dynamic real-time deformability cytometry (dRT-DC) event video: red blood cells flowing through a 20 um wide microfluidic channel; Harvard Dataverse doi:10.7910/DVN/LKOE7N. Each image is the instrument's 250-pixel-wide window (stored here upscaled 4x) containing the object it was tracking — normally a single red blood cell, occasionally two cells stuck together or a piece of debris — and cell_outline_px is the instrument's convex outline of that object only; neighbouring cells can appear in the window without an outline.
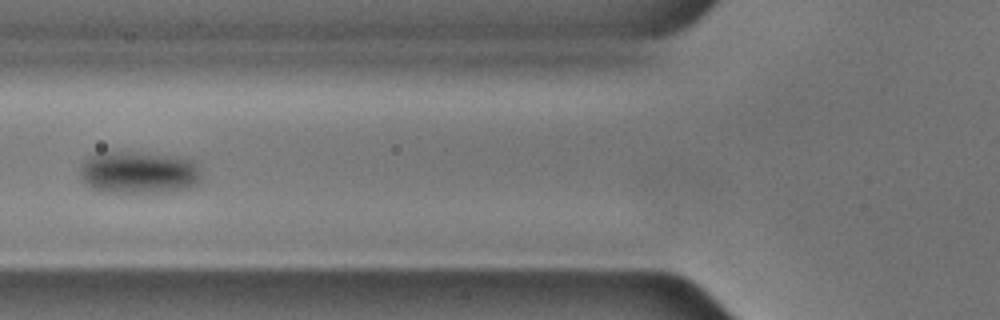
{"species": "common noctule bat (a hibernating species)", "species_latin": "Nyctalus noctula", "temperature_condition": "cold", "stored_images_in_passage": 39, "camera_frame_rate_fps": 3000, "um_per_image_px": 0.085, "animal": {"sex": "male", "body_mass_g": 17.9, "forearm_length_mm": 54.2}, "frame": {"image": 1, "passage_image": 4, "time_ms": 1.0, "image_size_px": [1000, 320], "cell_outline_px": [[200, 176], [192, 184], [172, 188], [100, 188], [84, 180], [80, 172], [88, 156], [104, 152], [108, 152], [156, 156], [192, 160], [196, 164]], "centroid_in_image_um": [11.74, 14.56], "position_along_channel_um": 114.1, "area_um2": 25.66}}
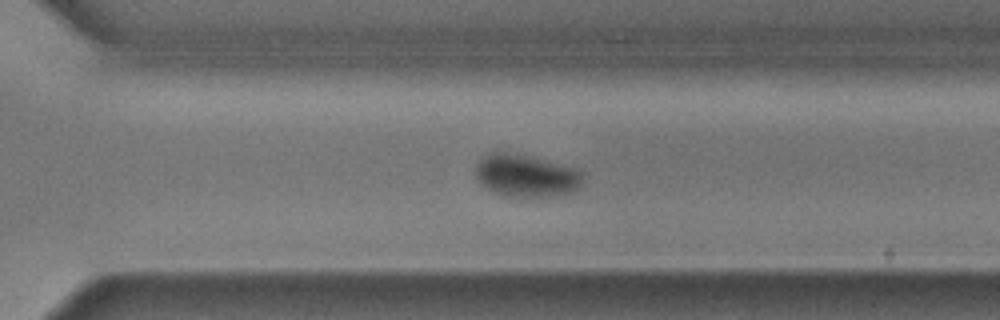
{"frame": {"image": 2, "passage_image": 22, "time_ms": 7.0, "image_size_px": [1000, 320], "cell_outline_px": [[580, 180], [572, 188], [556, 192], [500, 192], [488, 188], [476, 176], [476, 168], [480, 160], [488, 156], [524, 156], [572, 168], [580, 176]], "centroid_in_image_um": [44.61, 14.87], "position_along_channel_um": 326.0, "area_um2": 21.96}}
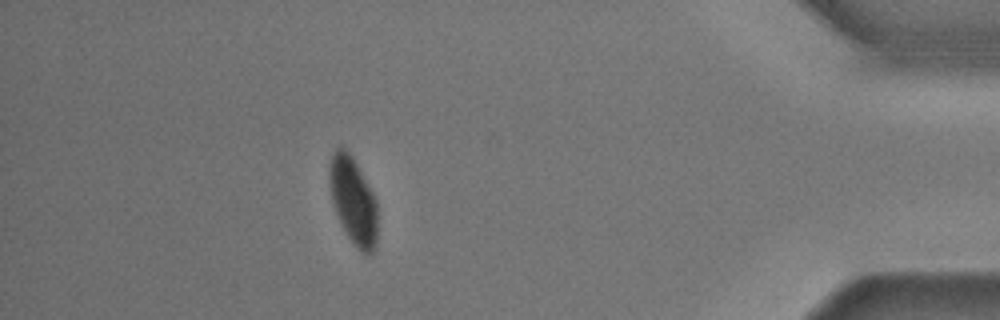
{"frame": {"image": 3, "passage_image": 33, "time_ms": 10.667, "image_size_px": [1000, 320], "cell_outline_px": [[376, 244], [372, 252], [368, 256], [360, 252], [352, 244], [332, 204], [328, 184], [328, 164], [332, 152], [336, 148], [344, 148], [352, 156], [372, 192], [376, 200]], "centroid_in_image_um": [29.98, 17.05], "position_along_channel_um": 405.2, "area_um2": 24.45}}